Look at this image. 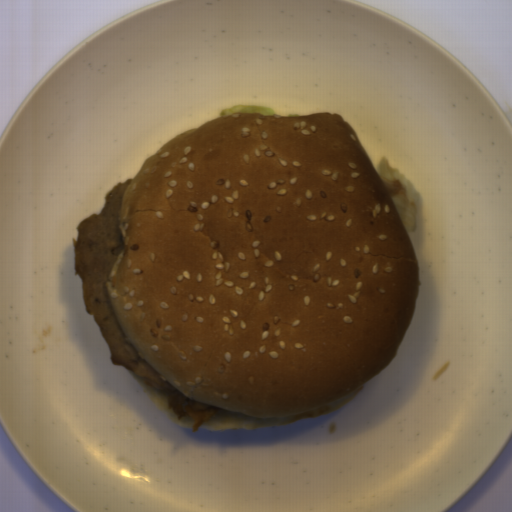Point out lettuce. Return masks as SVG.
Here are the masks:
<instances>
[{
  "mask_svg": "<svg viewBox=\"0 0 512 512\" xmlns=\"http://www.w3.org/2000/svg\"><path fill=\"white\" fill-rule=\"evenodd\" d=\"M374 169L387 188L406 231H414L420 206L419 193L404 174L390 165L389 159L382 156Z\"/></svg>",
  "mask_w": 512,
  "mask_h": 512,
  "instance_id": "obj_1",
  "label": "lettuce"
},
{
  "mask_svg": "<svg viewBox=\"0 0 512 512\" xmlns=\"http://www.w3.org/2000/svg\"><path fill=\"white\" fill-rule=\"evenodd\" d=\"M287 116H301L300 113H295V114H287Z\"/></svg>",
  "mask_w": 512,
  "mask_h": 512,
  "instance_id": "obj_3",
  "label": "lettuce"
},
{
  "mask_svg": "<svg viewBox=\"0 0 512 512\" xmlns=\"http://www.w3.org/2000/svg\"><path fill=\"white\" fill-rule=\"evenodd\" d=\"M231 113H256V114H272V115L279 116L278 112H276L275 110H273L270 107L248 105V104L231 106L227 109L222 110L221 113L219 114V116L231 114Z\"/></svg>",
  "mask_w": 512,
  "mask_h": 512,
  "instance_id": "obj_2",
  "label": "lettuce"
}]
</instances>
